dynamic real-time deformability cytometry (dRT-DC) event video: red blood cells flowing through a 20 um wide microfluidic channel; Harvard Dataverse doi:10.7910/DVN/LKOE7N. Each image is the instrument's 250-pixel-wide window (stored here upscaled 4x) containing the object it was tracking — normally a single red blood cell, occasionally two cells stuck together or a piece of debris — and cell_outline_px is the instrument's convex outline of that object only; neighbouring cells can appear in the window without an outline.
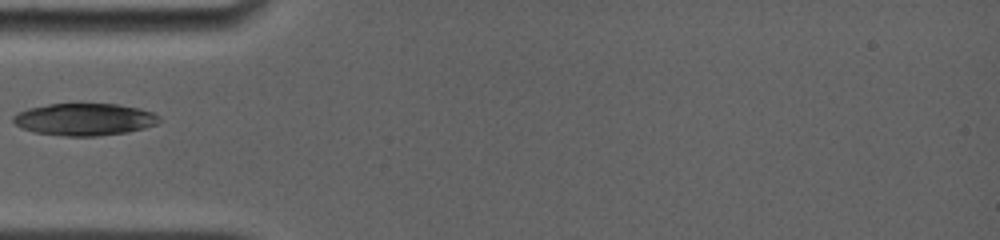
{"species": "common noctule bat (a hibernating species)", "species_latin": "Nyctalus noctula", "temperature_condition": "room temperature", "stored_images_in_passage": 19, "camera_frame_rate_fps": 4000, "um_per_image_px": 0.085, "animal": {"sex": "female", "body_mass_g": 19.0, "forearm_length_mm": 56.7}, "frame": {"image": 1, "passage_image": 1, "time_ms": 0.0, "image_size_px": [1000, 240], "cell_outline_px": [[160, 120], [156, 124], [144, 128], [128, 132], [96, 136], [64, 136], [32, 132], [20, 128], [12, 120], [12, 116], [16, 112], [28, 108], [48, 104], [116, 104], [140, 108], [152, 112], [160, 116]], "centroid_in_image_um": [7.15, 10.15], "position_along_channel_um": 77.9, "area_um2": 27.57}}
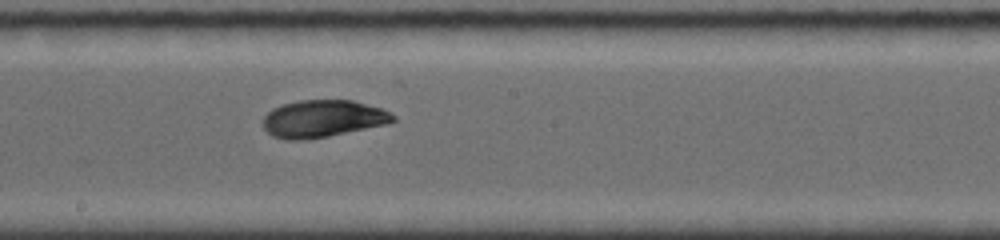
{"frame": {"image": 2, "passage_image": 5, "time_ms": 3.75, "image_size_px": [1000, 240], "cell_outline_px": [[396, 120], [384, 124], [328, 136], [296, 140], [284, 140], [272, 136], [264, 128], [264, 116], [272, 108], [284, 104], [300, 100], [352, 100], [380, 108], [396, 116]], "centroid_in_image_um": [27.4, 10.08], "position_along_channel_um": 220.8, "area_um2": 27.8}}
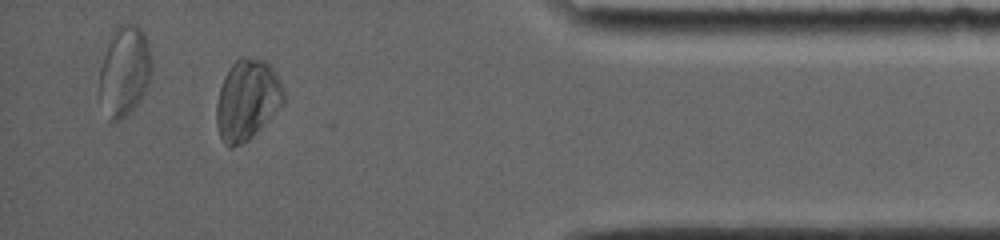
{"frame": {"image": 3, "passage_image": 18, "time_ms": 9.5, "image_size_px": [1000, 240], "cell_outline_px": [[284, 104], [248, 140], [232, 148], [228, 148], [224, 144], [220, 136], [216, 124], [216, 104], [220, 88], [224, 76], [232, 64], [240, 56], [244, 56], [264, 60], [276, 72], [284, 88]], "centroid_in_image_um": [21.01, 8.48], "position_along_channel_um": 414.2, "area_um2": 31.67}}